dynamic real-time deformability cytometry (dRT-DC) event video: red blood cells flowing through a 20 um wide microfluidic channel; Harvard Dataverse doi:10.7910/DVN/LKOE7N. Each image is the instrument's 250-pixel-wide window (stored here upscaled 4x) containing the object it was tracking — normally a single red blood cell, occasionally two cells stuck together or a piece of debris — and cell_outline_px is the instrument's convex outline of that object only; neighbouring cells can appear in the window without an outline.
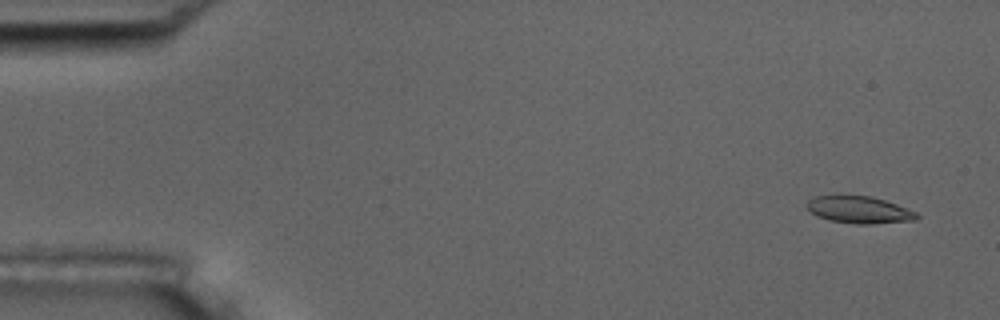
{"species": "common noctule bat (a hibernating species)", "species_latin": "Nyctalus noctula", "temperature_condition": "room temperature", "stored_images_in_passage": 5, "camera_frame_rate_fps": 3000, "um_per_image_px": 0.085, "animal": {"sex": "male", "body_mass_g": 17.5, "forearm_length_mm": 52.3}, "frame": {"image": 1, "passage_image": 1, "time_ms": 0.0, "image_size_px": [1000, 320], "cell_outline_px": [[920, 216], [916, 220], [868, 224], [856, 224], [828, 220], [816, 216], [808, 208], [808, 200], [816, 196], [872, 196], [896, 204], [916, 212]], "centroid_in_image_um": [73.05, 17.84], "position_along_channel_um": 11.9, "area_um2": 17.11}}
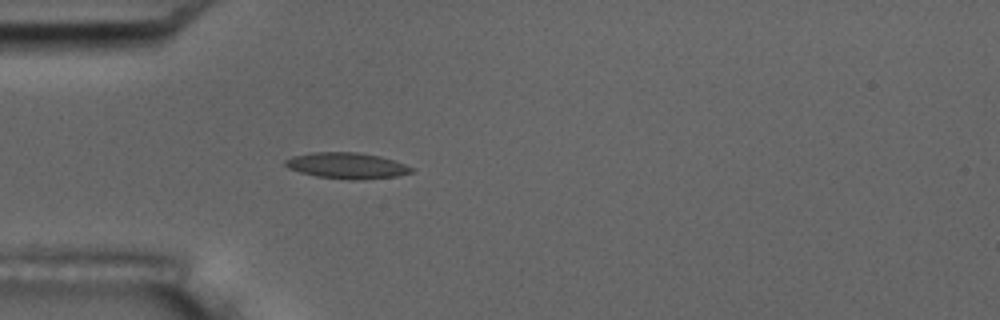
{"frame": {"image": 2, "passage_image": 5, "time_ms": 4.333, "image_size_px": [1000, 320], "cell_outline_px": [[416, 168], [412, 172], [396, 176], [360, 180], [348, 180], [316, 176], [300, 172], [288, 168], [284, 164], [284, 160], [292, 156], [312, 152], [356, 152], [380, 156]], "centroid_in_image_um": [29.47, 14.08], "position_along_channel_um": 55.5, "area_um2": 19.19}}